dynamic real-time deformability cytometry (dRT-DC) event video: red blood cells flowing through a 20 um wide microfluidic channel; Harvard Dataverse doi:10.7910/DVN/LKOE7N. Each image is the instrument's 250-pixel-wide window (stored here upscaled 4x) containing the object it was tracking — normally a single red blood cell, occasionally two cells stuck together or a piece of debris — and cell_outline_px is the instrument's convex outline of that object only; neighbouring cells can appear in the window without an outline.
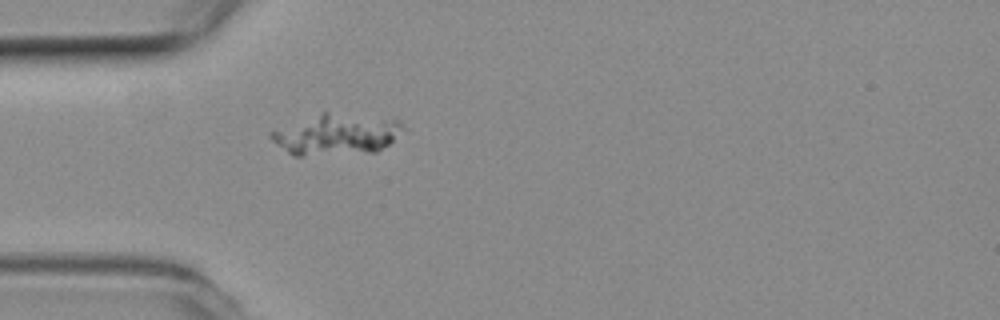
{"species": "common noctule bat (a hibernating species)", "species_latin": "Nyctalus noctula", "temperature_condition": "room temperature", "stored_images_in_passage": 52, "camera_frame_rate_fps": 3000, "um_per_image_px": 0.085, "animal": {"sex": "female", "body_mass_g": 19.3, "forearm_length_mm": 54.1}, "frame": {"image": 1, "passage_image": 15, "time_ms": 4.667, "image_size_px": [1000, 320], "cell_outline_px": [[400, 124], [392, 140], [388, 144], [376, 152], [304, 156], [292, 156], [276, 144], [268, 136], [268, 132], [320, 112], [328, 112], [392, 116], [400, 120]], "centroid_in_image_um": [28.55, 11.4], "position_along_channel_um": 56.5, "area_um2": 31.79}}
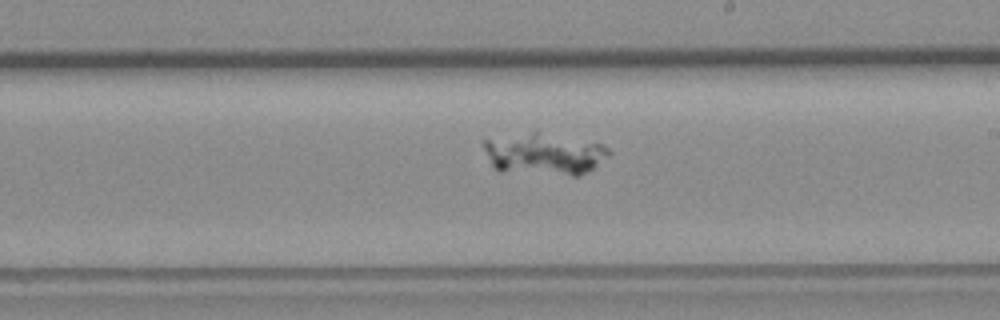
{"frame": {"image": 2, "passage_image": 30, "time_ms": 9.667, "image_size_px": [1000, 320], "cell_outline_px": [[612, 152], [608, 156], [592, 168], [580, 176], [572, 176], [500, 172], [492, 168], [480, 140], [532, 132], [536, 132], [604, 144]], "centroid_in_image_um": [46.2, 13.12], "position_along_channel_um": 242.8, "area_um2": 30.69}}
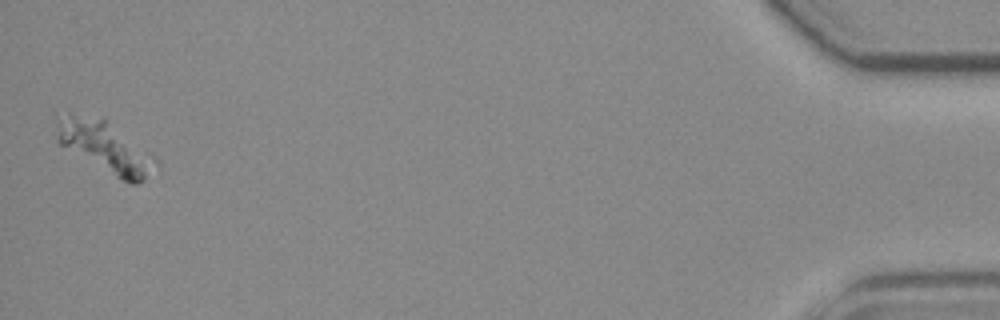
{"frame": {"image": 3, "passage_image": 52, "time_ms": 17.0, "image_size_px": [1000, 320], "cell_outline_px": [[160, 168], [144, 180], [136, 184], [132, 184], [116, 176], [60, 144], [56, 140], [56, 116], [68, 112], [104, 116], [156, 156], [160, 160]], "centroid_in_image_um": [9.01, 12.42], "position_along_channel_um": 426.2, "area_um2": 30.4}}